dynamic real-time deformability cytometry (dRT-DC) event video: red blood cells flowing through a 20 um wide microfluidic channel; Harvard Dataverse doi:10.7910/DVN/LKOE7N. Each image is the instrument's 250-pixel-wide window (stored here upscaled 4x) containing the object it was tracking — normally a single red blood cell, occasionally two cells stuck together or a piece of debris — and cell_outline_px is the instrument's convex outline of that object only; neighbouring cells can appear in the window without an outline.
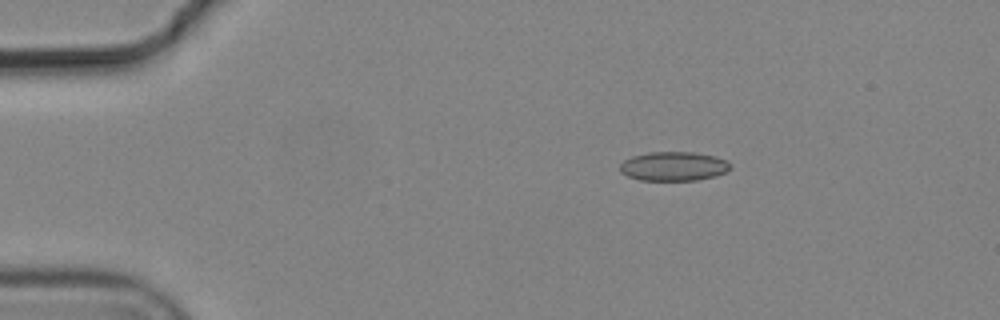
{"species": "common noctule bat (a hibernating species)", "species_latin": "Nyctalus noctula", "temperature_condition": "cold", "stored_images_in_passage": 3, "segment_of_instrument_passage": [1, 2], "camera_frame_rate_fps": 3000, "um_per_image_px": 0.085, "animal": {"sex": "male", "body_mass_g": 19.2, "forearm_length_mm": 51.8}, "frame": {"image": 1, "passage_image": 1, "time_ms": 0.0, "image_size_px": [1000, 320], "cell_outline_px": [[732, 168], [728, 172], [716, 176], [696, 180], [640, 180], [628, 176], [620, 172], [620, 164], [624, 160], [632, 156], [648, 152], [692, 152], [716, 156], [728, 160], [732, 164]], "centroid_in_image_um": [57.31, 14.13], "position_along_channel_um": 27.7, "area_um2": 19.02}}